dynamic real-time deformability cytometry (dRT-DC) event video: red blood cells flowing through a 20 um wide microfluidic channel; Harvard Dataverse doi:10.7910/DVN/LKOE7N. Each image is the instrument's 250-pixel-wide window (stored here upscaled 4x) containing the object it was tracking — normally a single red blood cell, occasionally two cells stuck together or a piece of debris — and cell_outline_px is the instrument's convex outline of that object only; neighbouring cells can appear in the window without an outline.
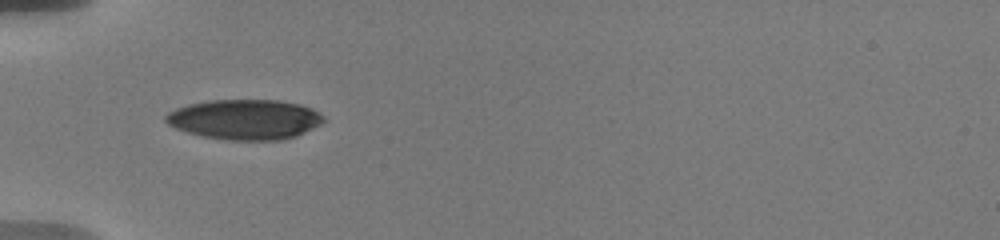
{"species": "human", "species_latin": "Homo sapiens", "temperature_condition": "warm", "stored_images_in_passage": 31, "camera_frame_rate_fps": 3000, "um_per_image_px": 0.085, "donor": {"sex": "male"}, "frame": {"image": 1, "passage_image": 1, "time_ms": 0.0, "image_size_px": [1000, 240], "cell_outline_px": [[324, 120], [320, 124], [296, 136], [284, 140], [228, 140], [204, 136], [188, 132], [176, 128], [168, 124], [164, 120], [164, 116], [168, 112], [176, 108], [188, 104], [208, 100], [280, 100], [300, 104], [312, 108], [324, 116]], "centroid_in_image_um": [20.81, 10.14], "position_along_channel_um": 64.2, "area_um2": 36.93}}
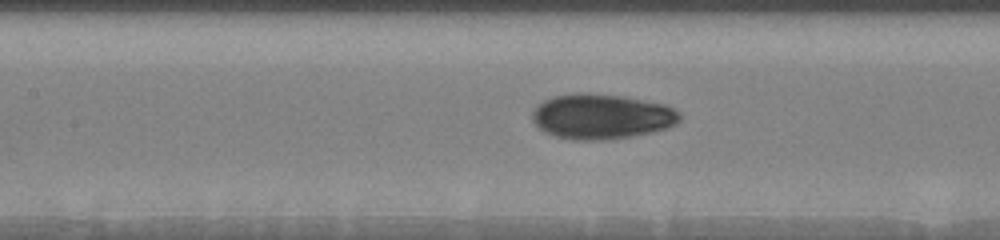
{"frame": {"image": 2, "passage_image": 11, "time_ms": 2.667, "image_size_px": [1000, 240], "cell_outline_px": [[680, 120], [676, 124], [668, 128], [652, 132], [632, 136], [604, 140], [572, 140], [556, 136], [544, 132], [532, 120], [532, 112], [544, 100], [552, 96], [584, 92], [588, 92], [624, 96], [668, 104], [680, 112]], "centroid_in_image_um": [51.17, 9.89], "position_along_channel_um": 156.2, "area_um2": 39.13}}
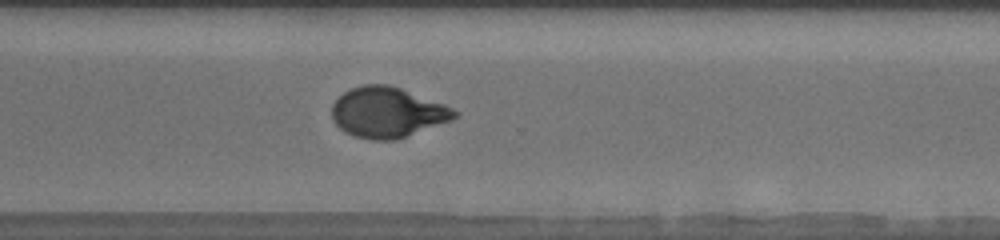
{"frame": {"image": 3, "passage_image": 22, "time_ms": 7.667, "image_size_px": [1000, 240], "cell_outline_px": [[460, 116], [452, 120], [396, 140], [372, 140], [352, 136], [344, 132], [332, 120], [332, 104], [344, 92], [352, 88], [364, 84], [388, 84], [400, 88], [444, 104], [460, 112]], "centroid_in_image_um": [32.94, 9.56], "position_along_channel_um": 337.7, "area_um2": 36.13}, "authors_computed_cell_mechanics": {"area_um2": 37.281, "velocity_mm_per_s": 3.6518, "shape_relaxation_time_tau1_ms": 4.124, "shape_relaxation_time_tau2_ms": 1.3578, "deformation_change_tau1": 0.1927, "deformation_change_tau2": 0.0561}}